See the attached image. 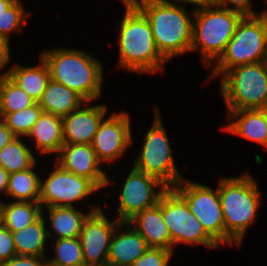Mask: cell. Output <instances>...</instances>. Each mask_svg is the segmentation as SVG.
I'll use <instances>...</instances> for the list:
<instances>
[{"instance_id":"1","label":"cell","mask_w":267,"mask_h":266,"mask_svg":"<svg viewBox=\"0 0 267 266\" xmlns=\"http://www.w3.org/2000/svg\"><path fill=\"white\" fill-rule=\"evenodd\" d=\"M132 3L147 18L156 47L167 61L191 52L193 18H190L181 5L189 2L133 0Z\"/></svg>"},{"instance_id":"2","label":"cell","mask_w":267,"mask_h":266,"mask_svg":"<svg viewBox=\"0 0 267 266\" xmlns=\"http://www.w3.org/2000/svg\"><path fill=\"white\" fill-rule=\"evenodd\" d=\"M125 17L120 23L119 65L138 73L160 72L166 59L158 51L151 26L145 15L132 3L123 2Z\"/></svg>"},{"instance_id":"3","label":"cell","mask_w":267,"mask_h":266,"mask_svg":"<svg viewBox=\"0 0 267 266\" xmlns=\"http://www.w3.org/2000/svg\"><path fill=\"white\" fill-rule=\"evenodd\" d=\"M40 57L48 65L51 80L75 91L87 105L100 97L103 66L90 53L58 47L43 51Z\"/></svg>"},{"instance_id":"4","label":"cell","mask_w":267,"mask_h":266,"mask_svg":"<svg viewBox=\"0 0 267 266\" xmlns=\"http://www.w3.org/2000/svg\"><path fill=\"white\" fill-rule=\"evenodd\" d=\"M217 185L225 225V244L238 246L259 208L257 182L245 173L239 177L220 178Z\"/></svg>"},{"instance_id":"5","label":"cell","mask_w":267,"mask_h":266,"mask_svg":"<svg viewBox=\"0 0 267 266\" xmlns=\"http://www.w3.org/2000/svg\"><path fill=\"white\" fill-rule=\"evenodd\" d=\"M196 5L197 9L192 10L191 51L199 50L204 66L208 68L224 53L243 15L209 1Z\"/></svg>"},{"instance_id":"6","label":"cell","mask_w":267,"mask_h":266,"mask_svg":"<svg viewBox=\"0 0 267 266\" xmlns=\"http://www.w3.org/2000/svg\"><path fill=\"white\" fill-rule=\"evenodd\" d=\"M267 53V10L243 16L224 53L216 61L210 79L222 76L233 67L263 61Z\"/></svg>"},{"instance_id":"7","label":"cell","mask_w":267,"mask_h":266,"mask_svg":"<svg viewBox=\"0 0 267 266\" xmlns=\"http://www.w3.org/2000/svg\"><path fill=\"white\" fill-rule=\"evenodd\" d=\"M220 78L227 110L267 108V71L262 61L233 67Z\"/></svg>"},{"instance_id":"8","label":"cell","mask_w":267,"mask_h":266,"mask_svg":"<svg viewBox=\"0 0 267 266\" xmlns=\"http://www.w3.org/2000/svg\"><path fill=\"white\" fill-rule=\"evenodd\" d=\"M146 138L139 157L135 159L134 168L159 179L168 188L175 187L182 179L174 163L166 129L161 121L159 110Z\"/></svg>"},{"instance_id":"9","label":"cell","mask_w":267,"mask_h":266,"mask_svg":"<svg viewBox=\"0 0 267 266\" xmlns=\"http://www.w3.org/2000/svg\"><path fill=\"white\" fill-rule=\"evenodd\" d=\"M162 213L170 232L172 251L179 243L220 248L192 214L186 201L173 188H167L162 194Z\"/></svg>"},{"instance_id":"10","label":"cell","mask_w":267,"mask_h":266,"mask_svg":"<svg viewBox=\"0 0 267 266\" xmlns=\"http://www.w3.org/2000/svg\"><path fill=\"white\" fill-rule=\"evenodd\" d=\"M184 185V186H183ZM173 189L186 201L204 230L221 246L225 244V225L219 189L181 180Z\"/></svg>"},{"instance_id":"11","label":"cell","mask_w":267,"mask_h":266,"mask_svg":"<svg viewBox=\"0 0 267 266\" xmlns=\"http://www.w3.org/2000/svg\"><path fill=\"white\" fill-rule=\"evenodd\" d=\"M45 181L41 180L39 202L47 207H74L73 203L96 193L100 188L89 178L75 175L57 163Z\"/></svg>"},{"instance_id":"12","label":"cell","mask_w":267,"mask_h":266,"mask_svg":"<svg viewBox=\"0 0 267 266\" xmlns=\"http://www.w3.org/2000/svg\"><path fill=\"white\" fill-rule=\"evenodd\" d=\"M167 188L156 177L132 167L122 187L118 220L127 222L135 214L156 205Z\"/></svg>"},{"instance_id":"13","label":"cell","mask_w":267,"mask_h":266,"mask_svg":"<svg viewBox=\"0 0 267 266\" xmlns=\"http://www.w3.org/2000/svg\"><path fill=\"white\" fill-rule=\"evenodd\" d=\"M120 222H109L101 209L88 216L79 237L85 265L107 266L111 240Z\"/></svg>"},{"instance_id":"14","label":"cell","mask_w":267,"mask_h":266,"mask_svg":"<svg viewBox=\"0 0 267 266\" xmlns=\"http://www.w3.org/2000/svg\"><path fill=\"white\" fill-rule=\"evenodd\" d=\"M128 113H112L104 117L94 136L92 147L97 158L103 162H114L124 155L132 144V134Z\"/></svg>"},{"instance_id":"15","label":"cell","mask_w":267,"mask_h":266,"mask_svg":"<svg viewBox=\"0 0 267 266\" xmlns=\"http://www.w3.org/2000/svg\"><path fill=\"white\" fill-rule=\"evenodd\" d=\"M58 154L55 163L64 170L89 178L100 189L110 184L92 144H64Z\"/></svg>"},{"instance_id":"16","label":"cell","mask_w":267,"mask_h":266,"mask_svg":"<svg viewBox=\"0 0 267 266\" xmlns=\"http://www.w3.org/2000/svg\"><path fill=\"white\" fill-rule=\"evenodd\" d=\"M104 104L80 107L62 117L64 144H92L100 123L106 116Z\"/></svg>"},{"instance_id":"17","label":"cell","mask_w":267,"mask_h":266,"mask_svg":"<svg viewBox=\"0 0 267 266\" xmlns=\"http://www.w3.org/2000/svg\"><path fill=\"white\" fill-rule=\"evenodd\" d=\"M127 223L145 239L150 248L172 250V241L168 226L162 213V196L159 202L135 214Z\"/></svg>"},{"instance_id":"18","label":"cell","mask_w":267,"mask_h":266,"mask_svg":"<svg viewBox=\"0 0 267 266\" xmlns=\"http://www.w3.org/2000/svg\"><path fill=\"white\" fill-rule=\"evenodd\" d=\"M122 227L127 228L123 232L117 231ZM149 248L145 239L132 225L120 222L111 240L107 266H131Z\"/></svg>"},{"instance_id":"19","label":"cell","mask_w":267,"mask_h":266,"mask_svg":"<svg viewBox=\"0 0 267 266\" xmlns=\"http://www.w3.org/2000/svg\"><path fill=\"white\" fill-rule=\"evenodd\" d=\"M227 113L228 120L233 121L224 130L267 148V108L227 110Z\"/></svg>"},{"instance_id":"20","label":"cell","mask_w":267,"mask_h":266,"mask_svg":"<svg viewBox=\"0 0 267 266\" xmlns=\"http://www.w3.org/2000/svg\"><path fill=\"white\" fill-rule=\"evenodd\" d=\"M26 137H32L36 141V149L42 154H58L64 145L62 117L42 112Z\"/></svg>"},{"instance_id":"21","label":"cell","mask_w":267,"mask_h":266,"mask_svg":"<svg viewBox=\"0 0 267 266\" xmlns=\"http://www.w3.org/2000/svg\"><path fill=\"white\" fill-rule=\"evenodd\" d=\"M82 102L86 103L79 94L53 80L49 81L41 99L38 101L43 112L60 117L80 108Z\"/></svg>"},{"instance_id":"22","label":"cell","mask_w":267,"mask_h":266,"mask_svg":"<svg viewBox=\"0 0 267 266\" xmlns=\"http://www.w3.org/2000/svg\"><path fill=\"white\" fill-rule=\"evenodd\" d=\"M40 62L39 65L31 67L16 64L10 68L8 74V77L36 102L41 99L51 80L48 65L42 57Z\"/></svg>"},{"instance_id":"23","label":"cell","mask_w":267,"mask_h":266,"mask_svg":"<svg viewBox=\"0 0 267 266\" xmlns=\"http://www.w3.org/2000/svg\"><path fill=\"white\" fill-rule=\"evenodd\" d=\"M43 211L44 209H42V215L31 225L17 232H12L17 255L45 257L46 241L48 238L54 237L46 229L47 223H45Z\"/></svg>"},{"instance_id":"24","label":"cell","mask_w":267,"mask_h":266,"mask_svg":"<svg viewBox=\"0 0 267 266\" xmlns=\"http://www.w3.org/2000/svg\"><path fill=\"white\" fill-rule=\"evenodd\" d=\"M46 209H48L51 228L57 235L55 239H67L79 238L84 221L92 212L102 208L94 205L88 213L80 212L75 207H47Z\"/></svg>"},{"instance_id":"25","label":"cell","mask_w":267,"mask_h":266,"mask_svg":"<svg viewBox=\"0 0 267 266\" xmlns=\"http://www.w3.org/2000/svg\"><path fill=\"white\" fill-rule=\"evenodd\" d=\"M41 215L40 202L11 201L5 204L0 200V223L11 232H17L31 225Z\"/></svg>"},{"instance_id":"26","label":"cell","mask_w":267,"mask_h":266,"mask_svg":"<svg viewBox=\"0 0 267 266\" xmlns=\"http://www.w3.org/2000/svg\"><path fill=\"white\" fill-rule=\"evenodd\" d=\"M9 174L6 194L14 201L39 202L41 177H38L34 167Z\"/></svg>"},{"instance_id":"27","label":"cell","mask_w":267,"mask_h":266,"mask_svg":"<svg viewBox=\"0 0 267 266\" xmlns=\"http://www.w3.org/2000/svg\"><path fill=\"white\" fill-rule=\"evenodd\" d=\"M31 151L20 137H15L0 149V166L9 174L28 169L37 162Z\"/></svg>"},{"instance_id":"28","label":"cell","mask_w":267,"mask_h":266,"mask_svg":"<svg viewBox=\"0 0 267 266\" xmlns=\"http://www.w3.org/2000/svg\"><path fill=\"white\" fill-rule=\"evenodd\" d=\"M36 101L8 76L0 78V118L34 105Z\"/></svg>"},{"instance_id":"29","label":"cell","mask_w":267,"mask_h":266,"mask_svg":"<svg viewBox=\"0 0 267 266\" xmlns=\"http://www.w3.org/2000/svg\"><path fill=\"white\" fill-rule=\"evenodd\" d=\"M56 242H55V241ZM54 257L49 266H83L84 258L80 238L54 239Z\"/></svg>"},{"instance_id":"30","label":"cell","mask_w":267,"mask_h":266,"mask_svg":"<svg viewBox=\"0 0 267 266\" xmlns=\"http://www.w3.org/2000/svg\"><path fill=\"white\" fill-rule=\"evenodd\" d=\"M43 110L36 102L29 108L22 109L13 113L5 114L1 119L10 129L15 137H26L31 128L35 125Z\"/></svg>"},{"instance_id":"31","label":"cell","mask_w":267,"mask_h":266,"mask_svg":"<svg viewBox=\"0 0 267 266\" xmlns=\"http://www.w3.org/2000/svg\"><path fill=\"white\" fill-rule=\"evenodd\" d=\"M20 0H15L4 11L0 12V36L9 39V33L20 30L30 14L25 12Z\"/></svg>"},{"instance_id":"32","label":"cell","mask_w":267,"mask_h":266,"mask_svg":"<svg viewBox=\"0 0 267 266\" xmlns=\"http://www.w3.org/2000/svg\"><path fill=\"white\" fill-rule=\"evenodd\" d=\"M174 251L149 248L131 266H168Z\"/></svg>"},{"instance_id":"33","label":"cell","mask_w":267,"mask_h":266,"mask_svg":"<svg viewBox=\"0 0 267 266\" xmlns=\"http://www.w3.org/2000/svg\"><path fill=\"white\" fill-rule=\"evenodd\" d=\"M16 255L12 232L0 223V265Z\"/></svg>"},{"instance_id":"34","label":"cell","mask_w":267,"mask_h":266,"mask_svg":"<svg viewBox=\"0 0 267 266\" xmlns=\"http://www.w3.org/2000/svg\"><path fill=\"white\" fill-rule=\"evenodd\" d=\"M208 1L215 6L236 11L242 14L243 16L257 15V13L253 11L251 0H208ZM229 4L233 6L229 7L228 6Z\"/></svg>"},{"instance_id":"35","label":"cell","mask_w":267,"mask_h":266,"mask_svg":"<svg viewBox=\"0 0 267 266\" xmlns=\"http://www.w3.org/2000/svg\"><path fill=\"white\" fill-rule=\"evenodd\" d=\"M1 266H49L46 257L16 255Z\"/></svg>"},{"instance_id":"36","label":"cell","mask_w":267,"mask_h":266,"mask_svg":"<svg viewBox=\"0 0 267 266\" xmlns=\"http://www.w3.org/2000/svg\"><path fill=\"white\" fill-rule=\"evenodd\" d=\"M10 46L9 39L6 37L0 36V70L5 69L6 64L10 61ZM10 69L5 71L4 73H0V78L8 76Z\"/></svg>"},{"instance_id":"37","label":"cell","mask_w":267,"mask_h":266,"mask_svg":"<svg viewBox=\"0 0 267 266\" xmlns=\"http://www.w3.org/2000/svg\"><path fill=\"white\" fill-rule=\"evenodd\" d=\"M15 136L0 118V149L7 145Z\"/></svg>"},{"instance_id":"38","label":"cell","mask_w":267,"mask_h":266,"mask_svg":"<svg viewBox=\"0 0 267 266\" xmlns=\"http://www.w3.org/2000/svg\"><path fill=\"white\" fill-rule=\"evenodd\" d=\"M8 178L9 173L0 166V193L3 192L4 194H6L8 187Z\"/></svg>"},{"instance_id":"39","label":"cell","mask_w":267,"mask_h":266,"mask_svg":"<svg viewBox=\"0 0 267 266\" xmlns=\"http://www.w3.org/2000/svg\"><path fill=\"white\" fill-rule=\"evenodd\" d=\"M15 0H0V12L4 11Z\"/></svg>"},{"instance_id":"40","label":"cell","mask_w":267,"mask_h":266,"mask_svg":"<svg viewBox=\"0 0 267 266\" xmlns=\"http://www.w3.org/2000/svg\"><path fill=\"white\" fill-rule=\"evenodd\" d=\"M174 1H184V2H189L190 4H193V5H196L202 2H207L208 0H174Z\"/></svg>"},{"instance_id":"41","label":"cell","mask_w":267,"mask_h":266,"mask_svg":"<svg viewBox=\"0 0 267 266\" xmlns=\"http://www.w3.org/2000/svg\"><path fill=\"white\" fill-rule=\"evenodd\" d=\"M262 62H263L264 66H265V69L267 71V53H266L265 57L263 58Z\"/></svg>"},{"instance_id":"42","label":"cell","mask_w":267,"mask_h":266,"mask_svg":"<svg viewBox=\"0 0 267 266\" xmlns=\"http://www.w3.org/2000/svg\"><path fill=\"white\" fill-rule=\"evenodd\" d=\"M120 2H122V3H123V2H129V0H120Z\"/></svg>"}]
</instances>
